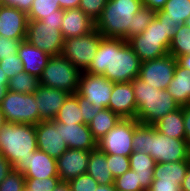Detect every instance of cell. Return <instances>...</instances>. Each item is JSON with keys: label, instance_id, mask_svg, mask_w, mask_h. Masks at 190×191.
I'll return each instance as SVG.
<instances>
[{"label": "cell", "instance_id": "f1b7e54d", "mask_svg": "<svg viewBox=\"0 0 190 191\" xmlns=\"http://www.w3.org/2000/svg\"><path fill=\"white\" fill-rule=\"evenodd\" d=\"M82 114L83 111L79 107L78 98L72 94L66 98L54 119L64 124H84Z\"/></svg>", "mask_w": 190, "mask_h": 191}, {"label": "cell", "instance_id": "52a82bcc", "mask_svg": "<svg viewBox=\"0 0 190 191\" xmlns=\"http://www.w3.org/2000/svg\"><path fill=\"white\" fill-rule=\"evenodd\" d=\"M80 75L81 71L61 54L49 58L39 79L41 85L72 95L78 90Z\"/></svg>", "mask_w": 190, "mask_h": 191}, {"label": "cell", "instance_id": "44dd1931", "mask_svg": "<svg viewBox=\"0 0 190 191\" xmlns=\"http://www.w3.org/2000/svg\"><path fill=\"white\" fill-rule=\"evenodd\" d=\"M23 174L25 178L36 179L58 177L57 160L37 149L30 153Z\"/></svg>", "mask_w": 190, "mask_h": 191}, {"label": "cell", "instance_id": "60d3db41", "mask_svg": "<svg viewBox=\"0 0 190 191\" xmlns=\"http://www.w3.org/2000/svg\"><path fill=\"white\" fill-rule=\"evenodd\" d=\"M0 66L4 73H6L8 79L17 75L19 72L24 71L22 61L18 54H14L13 56H8L0 60Z\"/></svg>", "mask_w": 190, "mask_h": 191}, {"label": "cell", "instance_id": "6f0895ef", "mask_svg": "<svg viewBox=\"0 0 190 191\" xmlns=\"http://www.w3.org/2000/svg\"><path fill=\"white\" fill-rule=\"evenodd\" d=\"M7 121L5 119L4 113L0 107V128L5 124Z\"/></svg>", "mask_w": 190, "mask_h": 191}, {"label": "cell", "instance_id": "816d5d0a", "mask_svg": "<svg viewBox=\"0 0 190 191\" xmlns=\"http://www.w3.org/2000/svg\"><path fill=\"white\" fill-rule=\"evenodd\" d=\"M60 8L63 10L78 8L80 0H59Z\"/></svg>", "mask_w": 190, "mask_h": 191}, {"label": "cell", "instance_id": "83f0119b", "mask_svg": "<svg viewBox=\"0 0 190 191\" xmlns=\"http://www.w3.org/2000/svg\"><path fill=\"white\" fill-rule=\"evenodd\" d=\"M122 118L108 108L101 109L88 124L93 138L98 142L103 138Z\"/></svg>", "mask_w": 190, "mask_h": 191}, {"label": "cell", "instance_id": "680465c9", "mask_svg": "<svg viewBox=\"0 0 190 191\" xmlns=\"http://www.w3.org/2000/svg\"><path fill=\"white\" fill-rule=\"evenodd\" d=\"M186 25L190 26V16L185 20V23Z\"/></svg>", "mask_w": 190, "mask_h": 191}, {"label": "cell", "instance_id": "603a6c76", "mask_svg": "<svg viewBox=\"0 0 190 191\" xmlns=\"http://www.w3.org/2000/svg\"><path fill=\"white\" fill-rule=\"evenodd\" d=\"M130 169L135 171L141 188L148 191L153 181L156 161L144 152H133L129 156Z\"/></svg>", "mask_w": 190, "mask_h": 191}, {"label": "cell", "instance_id": "ab89813d", "mask_svg": "<svg viewBox=\"0 0 190 191\" xmlns=\"http://www.w3.org/2000/svg\"><path fill=\"white\" fill-rule=\"evenodd\" d=\"M71 191H95L98 183L89 174L85 173L68 181Z\"/></svg>", "mask_w": 190, "mask_h": 191}, {"label": "cell", "instance_id": "7402d4cb", "mask_svg": "<svg viewBox=\"0 0 190 191\" xmlns=\"http://www.w3.org/2000/svg\"><path fill=\"white\" fill-rule=\"evenodd\" d=\"M18 56L22 61L24 71L38 78L42 75L43 69L51 57L26 40L21 41Z\"/></svg>", "mask_w": 190, "mask_h": 191}, {"label": "cell", "instance_id": "91938a15", "mask_svg": "<svg viewBox=\"0 0 190 191\" xmlns=\"http://www.w3.org/2000/svg\"><path fill=\"white\" fill-rule=\"evenodd\" d=\"M188 152H189V161H190V142H188Z\"/></svg>", "mask_w": 190, "mask_h": 191}, {"label": "cell", "instance_id": "f6af8a7d", "mask_svg": "<svg viewBox=\"0 0 190 191\" xmlns=\"http://www.w3.org/2000/svg\"><path fill=\"white\" fill-rule=\"evenodd\" d=\"M33 0H0V4L7 7H14L20 11L29 13Z\"/></svg>", "mask_w": 190, "mask_h": 191}, {"label": "cell", "instance_id": "d6986e66", "mask_svg": "<svg viewBox=\"0 0 190 191\" xmlns=\"http://www.w3.org/2000/svg\"><path fill=\"white\" fill-rule=\"evenodd\" d=\"M57 128H61L62 139L68 148L92 151L97 148V141L93 138L87 124H64L53 120Z\"/></svg>", "mask_w": 190, "mask_h": 191}, {"label": "cell", "instance_id": "7a4b0ae2", "mask_svg": "<svg viewBox=\"0 0 190 191\" xmlns=\"http://www.w3.org/2000/svg\"><path fill=\"white\" fill-rule=\"evenodd\" d=\"M133 152H144L156 163L189 161L186 139L170 138L158 132L153 125L139 123L134 119Z\"/></svg>", "mask_w": 190, "mask_h": 191}, {"label": "cell", "instance_id": "d590c367", "mask_svg": "<svg viewBox=\"0 0 190 191\" xmlns=\"http://www.w3.org/2000/svg\"><path fill=\"white\" fill-rule=\"evenodd\" d=\"M108 169L114 179L130 170L129 157L122 155L106 154Z\"/></svg>", "mask_w": 190, "mask_h": 191}, {"label": "cell", "instance_id": "b9f144b4", "mask_svg": "<svg viewBox=\"0 0 190 191\" xmlns=\"http://www.w3.org/2000/svg\"><path fill=\"white\" fill-rule=\"evenodd\" d=\"M20 43V40L6 38L0 35V60L8 56L18 54V47Z\"/></svg>", "mask_w": 190, "mask_h": 191}, {"label": "cell", "instance_id": "f546056e", "mask_svg": "<svg viewBox=\"0 0 190 191\" xmlns=\"http://www.w3.org/2000/svg\"><path fill=\"white\" fill-rule=\"evenodd\" d=\"M162 10L164 11V20L182 25L190 16V0H167Z\"/></svg>", "mask_w": 190, "mask_h": 191}, {"label": "cell", "instance_id": "cb8c5ba5", "mask_svg": "<svg viewBox=\"0 0 190 191\" xmlns=\"http://www.w3.org/2000/svg\"><path fill=\"white\" fill-rule=\"evenodd\" d=\"M167 90L179 106L190 105V70L177 64Z\"/></svg>", "mask_w": 190, "mask_h": 191}, {"label": "cell", "instance_id": "3957f363", "mask_svg": "<svg viewBox=\"0 0 190 191\" xmlns=\"http://www.w3.org/2000/svg\"><path fill=\"white\" fill-rule=\"evenodd\" d=\"M180 25L164 20V11L161 9L156 11L155 19L141 34L127 42L142 62L153 60L169 53L171 40Z\"/></svg>", "mask_w": 190, "mask_h": 191}, {"label": "cell", "instance_id": "8fae6325", "mask_svg": "<svg viewBox=\"0 0 190 191\" xmlns=\"http://www.w3.org/2000/svg\"><path fill=\"white\" fill-rule=\"evenodd\" d=\"M133 135L134 119L122 118L114 128L97 142V147L106 154L129 157L133 153Z\"/></svg>", "mask_w": 190, "mask_h": 191}, {"label": "cell", "instance_id": "c3c4849f", "mask_svg": "<svg viewBox=\"0 0 190 191\" xmlns=\"http://www.w3.org/2000/svg\"><path fill=\"white\" fill-rule=\"evenodd\" d=\"M8 82L9 79L6 76V73H4L3 69L0 66V103L4 99L7 91H8Z\"/></svg>", "mask_w": 190, "mask_h": 191}, {"label": "cell", "instance_id": "e0dca14e", "mask_svg": "<svg viewBox=\"0 0 190 191\" xmlns=\"http://www.w3.org/2000/svg\"><path fill=\"white\" fill-rule=\"evenodd\" d=\"M69 95L63 90L40 84L34 92L39 110V122L42 120H54Z\"/></svg>", "mask_w": 190, "mask_h": 191}, {"label": "cell", "instance_id": "2e32d148", "mask_svg": "<svg viewBox=\"0 0 190 191\" xmlns=\"http://www.w3.org/2000/svg\"><path fill=\"white\" fill-rule=\"evenodd\" d=\"M90 151L71 149L57 159L58 177L61 181L68 182L73 178L85 174L88 168Z\"/></svg>", "mask_w": 190, "mask_h": 191}, {"label": "cell", "instance_id": "11a10c76", "mask_svg": "<svg viewBox=\"0 0 190 191\" xmlns=\"http://www.w3.org/2000/svg\"><path fill=\"white\" fill-rule=\"evenodd\" d=\"M53 191H71L68 182L60 181Z\"/></svg>", "mask_w": 190, "mask_h": 191}, {"label": "cell", "instance_id": "9c48e42d", "mask_svg": "<svg viewBox=\"0 0 190 191\" xmlns=\"http://www.w3.org/2000/svg\"><path fill=\"white\" fill-rule=\"evenodd\" d=\"M103 38L96 29L83 36L66 38L63 43L62 55L78 70L86 71L91 65Z\"/></svg>", "mask_w": 190, "mask_h": 191}, {"label": "cell", "instance_id": "7c38bea8", "mask_svg": "<svg viewBox=\"0 0 190 191\" xmlns=\"http://www.w3.org/2000/svg\"><path fill=\"white\" fill-rule=\"evenodd\" d=\"M177 59L170 53L165 56L143 61L138 77L156 89H167L174 76Z\"/></svg>", "mask_w": 190, "mask_h": 191}, {"label": "cell", "instance_id": "d6a6232c", "mask_svg": "<svg viewBox=\"0 0 190 191\" xmlns=\"http://www.w3.org/2000/svg\"><path fill=\"white\" fill-rule=\"evenodd\" d=\"M58 9H61L59 0H33L27 17L28 20L41 21L46 16L57 15Z\"/></svg>", "mask_w": 190, "mask_h": 191}, {"label": "cell", "instance_id": "4dcf8cb0", "mask_svg": "<svg viewBox=\"0 0 190 191\" xmlns=\"http://www.w3.org/2000/svg\"><path fill=\"white\" fill-rule=\"evenodd\" d=\"M40 86V79L25 71L12 76L8 82V90L23 94H32Z\"/></svg>", "mask_w": 190, "mask_h": 191}, {"label": "cell", "instance_id": "8d00e7d4", "mask_svg": "<svg viewBox=\"0 0 190 191\" xmlns=\"http://www.w3.org/2000/svg\"><path fill=\"white\" fill-rule=\"evenodd\" d=\"M24 188V174L15 169H13L0 184V191H24Z\"/></svg>", "mask_w": 190, "mask_h": 191}, {"label": "cell", "instance_id": "db71d44e", "mask_svg": "<svg viewBox=\"0 0 190 191\" xmlns=\"http://www.w3.org/2000/svg\"><path fill=\"white\" fill-rule=\"evenodd\" d=\"M180 186H181V191H190V166Z\"/></svg>", "mask_w": 190, "mask_h": 191}, {"label": "cell", "instance_id": "f5cc1de1", "mask_svg": "<svg viewBox=\"0 0 190 191\" xmlns=\"http://www.w3.org/2000/svg\"><path fill=\"white\" fill-rule=\"evenodd\" d=\"M176 59L179 66L190 70V53L178 56Z\"/></svg>", "mask_w": 190, "mask_h": 191}, {"label": "cell", "instance_id": "5bb4252c", "mask_svg": "<svg viewBox=\"0 0 190 191\" xmlns=\"http://www.w3.org/2000/svg\"><path fill=\"white\" fill-rule=\"evenodd\" d=\"M38 150L47 153L54 159H58L68 150V146L62 139L61 128H57L53 120H42L35 125Z\"/></svg>", "mask_w": 190, "mask_h": 191}, {"label": "cell", "instance_id": "681fc988", "mask_svg": "<svg viewBox=\"0 0 190 191\" xmlns=\"http://www.w3.org/2000/svg\"><path fill=\"white\" fill-rule=\"evenodd\" d=\"M184 128L186 132V140L190 142V105L183 106Z\"/></svg>", "mask_w": 190, "mask_h": 191}, {"label": "cell", "instance_id": "4fadbf2b", "mask_svg": "<svg viewBox=\"0 0 190 191\" xmlns=\"http://www.w3.org/2000/svg\"><path fill=\"white\" fill-rule=\"evenodd\" d=\"M113 82L106 76L81 72L77 94L94 106L104 109L109 105Z\"/></svg>", "mask_w": 190, "mask_h": 191}, {"label": "cell", "instance_id": "1f68e13d", "mask_svg": "<svg viewBox=\"0 0 190 191\" xmlns=\"http://www.w3.org/2000/svg\"><path fill=\"white\" fill-rule=\"evenodd\" d=\"M168 52L177 58L190 53V26L182 24L171 40Z\"/></svg>", "mask_w": 190, "mask_h": 191}, {"label": "cell", "instance_id": "9f6ffc18", "mask_svg": "<svg viewBox=\"0 0 190 191\" xmlns=\"http://www.w3.org/2000/svg\"><path fill=\"white\" fill-rule=\"evenodd\" d=\"M95 191H117V190L115 189L114 184H110V185H98Z\"/></svg>", "mask_w": 190, "mask_h": 191}, {"label": "cell", "instance_id": "ba28073f", "mask_svg": "<svg viewBox=\"0 0 190 191\" xmlns=\"http://www.w3.org/2000/svg\"><path fill=\"white\" fill-rule=\"evenodd\" d=\"M0 107L7 122L31 125L39 123V110L34 93L23 94L8 90Z\"/></svg>", "mask_w": 190, "mask_h": 191}, {"label": "cell", "instance_id": "30bf717a", "mask_svg": "<svg viewBox=\"0 0 190 191\" xmlns=\"http://www.w3.org/2000/svg\"><path fill=\"white\" fill-rule=\"evenodd\" d=\"M25 40L49 56L62 54L64 38L59 25L28 20Z\"/></svg>", "mask_w": 190, "mask_h": 191}, {"label": "cell", "instance_id": "8992f818", "mask_svg": "<svg viewBox=\"0 0 190 191\" xmlns=\"http://www.w3.org/2000/svg\"><path fill=\"white\" fill-rule=\"evenodd\" d=\"M141 7L140 0H108L95 29L104 38L125 39L134 27V14Z\"/></svg>", "mask_w": 190, "mask_h": 191}, {"label": "cell", "instance_id": "f907efd6", "mask_svg": "<svg viewBox=\"0 0 190 191\" xmlns=\"http://www.w3.org/2000/svg\"><path fill=\"white\" fill-rule=\"evenodd\" d=\"M143 6H148L151 10H161L167 0H140Z\"/></svg>", "mask_w": 190, "mask_h": 191}, {"label": "cell", "instance_id": "d4e9b609", "mask_svg": "<svg viewBox=\"0 0 190 191\" xmlns=\"http://www.w3.org/2000/svg\"><path fill=\"white\" fill-rule=\"evenodd\" d=\"M155 129L170 138L186 139L184 128L183 106L171 111L153 124Z\"/></svg>", "mask_w": 190, "mask_h": 191}, {"label": "cell", "instance_id": "277c9868", "mask_svg": "<svg viewBox=\"0 0 190 191\" xmlns=\"http://www.w3.org/2000/svg\"><path fill=\"white\" fill-rule=\"evenodd\" d=\"M37 149L35 125L6 122L0 128V153L13 169L24 173L30 153Z\"/></svg>", "mask_w": 190, "mask_h": 191}, {"label": "cell", "instance_id": "e575fe53", "mask_svg": "<svg viewBox=\"0 0 190 191\" xmlns=\"http://www.w3.org/2000/svg\"><path fill=\"white\" fill-rule=\"evenodd\" d=\"M114 187L117 191H144L135 171L131 169L114 179Z\"/></svg>", "mask_w": 190, "mask_h": 191}, {"label": "cell", "instance_id": "ffe728a7", "mask_svg": "<svg viewBox=\"0 0 190 191\" xmlns=\"http://www.w3.org/2000/svg\"><path fill=\"white\" fill-rule=\"evenodd\" d=\"M61 33L64 39L83 36L95 29V22L80 8L64 10Z\"/></svg>", "mask_w": 190, "mask_h": 191}, {"label": "cell", "instance_id": "4316f807", "mask_svg": "<svg viewBox=\"0 0 190 191\" xmlns=\"http://www.w3.org/2000/svg\"><path fill=\"white\" fill-rule=\"evenodd\" d=\"M189 166L190 161L156 163L153 171V179L167 182L175 181L181 185Z\"/></svg>", "mask_w": 190, "mask_h": 191}, {"label": "cell", "instance_id": "484cf974", "mask_svg": "<svg viewBox=\"0 0 190 191\" xmlns=\"http://www.w3.org/2000/svg\"><path fill=\"white\" fill-rule=\"evenodd\" d=\"M86 173L93 177L98 185L114 184V177L108 169L106 153L98 147L90 151Z\"/></svg>", "mask_w": 190, "mask_h": 191}, {"label": "cell", "instance_id": "bcb514c9", "mask_svg": "<svg viewBox=\"0 0 190 191\" xmlns=\"http://www.w3.org/2000/svg\"><path fill=\"white\" fill-rule=\"evenodd\" d=\"M12 170L11 163L0 153V184Z\"/></svg>", "mask_w": 190, "mask_h": 191}, {"label": "cell", "instance_id": "9a60e30c", "mask_svg": "<svg viewBox=\"0 0 190 191\" xmlns=\"http://www.w3.org/2000/svg\"><path fill=\"white\" fill-rule=\"evenodd\" d=\"M124 119H136L137 104L132 82L114 83L107 107Z\"/></svg>", "mask_w": 190, "mask_h": 191}, {"label": "cell", "instance_id": "ac0fdd59", "mask_svg": "<svg viewBox=\"0 0 190 191\" xmlns=\"http://www.w3.org/2000/svg\"><path fill=\"white\" fill-rule=\"evenodd\" d=\"M28 17L23 11L0 4V35L24 41Z\"/></svg>", "mask_w": 190, "mask_h": 191}, {"label": "cell", "instance_id": "7dc6e473", "mask_svg": "<svg viewBox=\"0 0 190 191\" xmlns=\"http://www.w3.org/2000/svg\"><path fill=\"white\" fill-rule=\"evenodd\" d=\"M64 15V10L63 9H58L57 10V15H50L46 16L43 20H41L42 23H47L51 25H59V30L62 28V19Z\"/></svg>", "mask_w": 190, "mask_h": 191}, {"label": "cell", "instance_id": "f35d334b", "mask_svg": "<svg viewBox=\"0 0 190 191\" xmlns=\"http://www.w3.org/2000/svg\"><path fill=\"white\" fill-rule=\"evenodd\" d=\"M108 0H80L79 7L95 23L102 14Z\"/></svg>", "mask_w": 190, "mask_h": 191}, {"label": "cell", "instance_id": "74e56055", "mask_svg": "<svg viewBox=\"0 0 190 191\" xmlns=\"http://www.w3.org/2000/svg\"><path fill=\"white\" fill-rule=\"evenodd\" d=\"M60 181L59 177L25 178V188L30 191H53Z\"/></svg>", "mask_w": 190, "mask_h": 191}, {"label": "cell", "instance_id": "7bdbcfd3", "mask_svg": "<svg viewBox=\"0 0 190 191\" xmlns=\"http://www.w3.org/2000/svg\"><path fill=\"white\" fill-rule=\"evenodd\" d=\"M74 95L78 98L79 107L81 108V111H83V122L84 124L88 125L95 117V115L101 110V108L94 106L88 100L82 96H79L77 93Z\"/></svg>", "mask_w": 190, "mask_h": 191}, {"label": "cell", "instance_id": "ee69618b", "mask_svg": "<svg viewBox=\"0 0 190 191\" xmlns=\"http://www.w3.org/2000/svg\"><path fill=\"white\" fill-rule=\"evenodd\" d=\"M148 191H181V186L178 182H167L158 179H153Z\"/></svg>", "mask_w": 190, "mask_h": 191}, {"label": "cell", "instance_id": "6da1fadb", "mask_svg": "<svg viewBox=\"0 0 190 191\" xmlns=\"http://www.w3.org/2000/svg\"><path fill=\"white\" fill-rule=\"evenodd\" d=\"M141 64L125 39L103 38L85 72L106 76L113 83L130 82L139 75Z\"/></svg>", "mask_w": 190, "mask_h": 191}, {"label": "cell", "instance_id": "836d02e7", "mask_svg": "<svg viewBox=\"0 0 190 191\" xmlns=\"http://www.w3.org/2000/svg\"><path fill=\"white\" fill-rule=\"evenodd\" d=\"M156 11L151 10L148 6H143L134 14V27L126 36L125 40L141 34L148 25L155 19Z\"/></svg>", "mask_w": 190, "mask_h": 191}, {"label": "cell", "instance_id": "5b68a950", "mask_svg": "<svg viewBox=\"0 0 190 191\" xmlns=\"http://www.w3.org/2000/svg\"><path fill=\"white\" fill-rule=\"evenodd\" d=\"M131 82L137 104L136 120L139 123L153 125L180 107L167 89H156L138 76Z\"/></svg>", "mask_w": 190, "mask_h": 191}]
</instances>
